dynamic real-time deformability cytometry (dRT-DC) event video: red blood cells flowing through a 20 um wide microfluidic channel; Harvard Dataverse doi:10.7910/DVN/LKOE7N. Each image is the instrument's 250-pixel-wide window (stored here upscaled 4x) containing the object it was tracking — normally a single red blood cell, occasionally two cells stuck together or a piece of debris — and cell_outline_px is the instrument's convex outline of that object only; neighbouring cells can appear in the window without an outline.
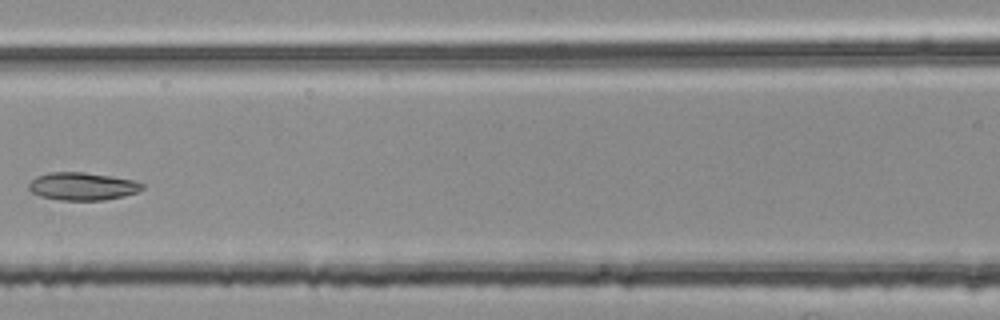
{"species": "common noctule bat (a hibernating species)", "species_latin": "Nyctalus noctula", "temperature_condition": "room temperature", "stored_images_in_passage": 4, "camera_frame_rate_fps": 3000, "um_per_image_px": 0.085, "animal": {"sex": "female", "body_mass_g": 25.1}, "frame": {"image": 1, "passage_image": 4, "time_ms": 1.0, "image_size_px": [1000, 320], "cell_outline_px": [[144, 188], [136, 192], [124, 196], [104, 200], [60, 200], [40, 196], [32, 192], [28, 188], [28, 184], [36, 176], [48, 172], [84, 172], [112, 176], [132, 180], [144, 184]], "centroid_in_image_um": [6.99, 15.83], "position_along_channel_um": 159.6, "area_um2": 18.38}}